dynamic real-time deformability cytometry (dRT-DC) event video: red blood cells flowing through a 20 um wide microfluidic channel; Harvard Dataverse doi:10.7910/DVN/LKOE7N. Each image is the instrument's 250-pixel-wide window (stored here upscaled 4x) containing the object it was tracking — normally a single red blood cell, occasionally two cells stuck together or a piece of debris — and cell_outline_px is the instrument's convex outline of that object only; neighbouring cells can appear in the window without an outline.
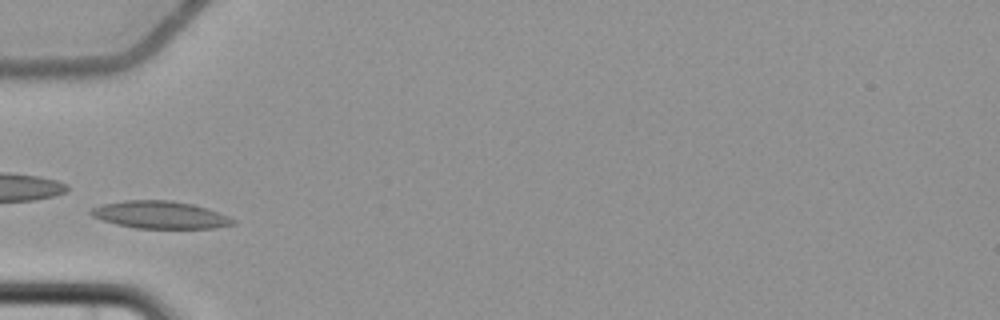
{"species": "common noctule bat (a hibernating species)", "species_latin": "Nyctalus noctula", "temperature_condition": "cold", "stored_images_in_passage": 5, "camera_frame_rate_fps": 3000, "um_per_image_px": 0.085, "animal": {"sex": "female", "body_mass_g": 22.7, "forearm_length_mm": 54.2}, "frame": {"image": 1, "passage_image": 4, "time_ms": 5.333, "image_size_px": [1000, 320], "cell_outline_px": [[236, 224], [216, 228], [136, 228], [116, 224], [92, 216], [88, 212], [92, 208], [100, 204], [124, 200], [172, 200], [192, 204], [228, 216], [236, 220]], "centroid_in_image_um": [13.59, 18.26], "position_along_channel_um": 71.4, "area_um2": 22.66}}
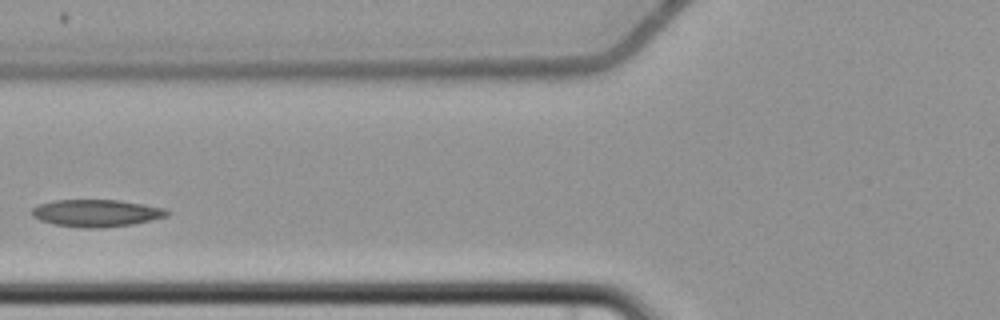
{"frame": {"image": 2, "passage_image": 5, "time_ms": 6.667, "image_size_px": [1000, 320], "cell_outline_px": [[172, 212], [168, 216], [132, 224], [100, 228], [84, 228], [56, 224], [40, 220], [32, 216], [32, 208], [40, 204], [56, 200], [120, 200], [144, 204], [164, 208]], "centroid_in_image_um": [8.23, 18.11], "position_along_channel_um": 117.6, "area_um2": 21.33}}